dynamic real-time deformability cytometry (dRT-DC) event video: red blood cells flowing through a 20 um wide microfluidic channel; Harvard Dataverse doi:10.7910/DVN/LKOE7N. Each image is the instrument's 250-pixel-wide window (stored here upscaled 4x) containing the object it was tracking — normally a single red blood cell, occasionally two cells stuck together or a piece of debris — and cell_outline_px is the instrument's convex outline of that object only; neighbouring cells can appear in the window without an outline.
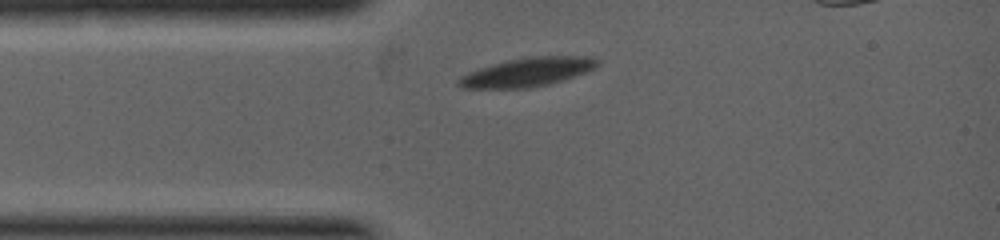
{"species": "common noctule bat (a hibernating species)", "species_latin": "Nyctalus noctula", "temperature_condition": "warm", "stored_images_in_passage": 7, "camera_frame_rate_fps": 5000, "um_per_image_px": 0.085, "animal": {"sex": "female", "body_mass_g": 19.0, "forearm_length_mm": 53.3}, "frame": {"image": 1, "passage_image": 1, "time_ms": 0.0, "image_size_px": [1000, 240], "cell_outline_px": [[600, 64], [584, 72], [548, 84], [528, 88], [460, 88], [456, 84], [456, 80], [460, 76], [468, 72], [492, 64], [508, 60], [528, 56], [592, 56], [600, 60]], "centroid_in_image_um": [44.78, 6.12], "position_along_channel_um": 40.2, "area_um2": 23.18}}
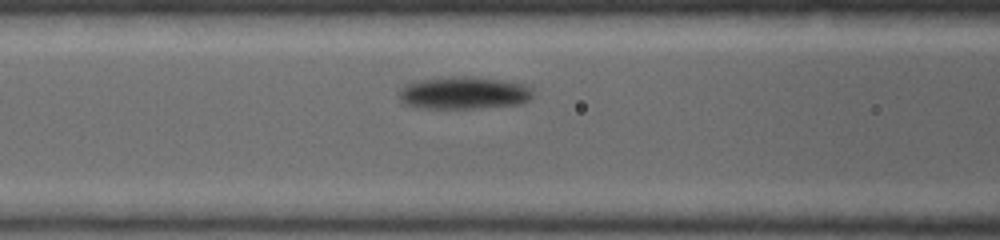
{"frame": {"image": 2, "passage_image": 5, "time_ms": 1.4, "image_size_px": [1000, 240], "cell_outline_px": [[532, 96], [524, 104], [480, 108], [416, 108], [404, 104], [400, 100], [400, 88], [404, 84], [420, 80], [448, 76], [472, 76], [524, 84], [532, 88]], "centroid_in_image_um": [39.41, 7.9], "position_along_channel_um": 127.2, "area_um2": 25.61}}
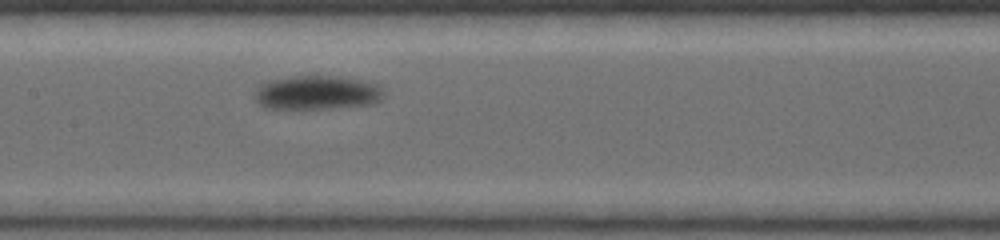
{"frame": {"image": 3, "passage_image": 7, "time_ms": 2.2, "image_size_px": [1000, 240], "cell_outline_px": [[384, 96], [376, 104], [332, 108], [264, 108], [252, 96], [260, 84], [272, 80], [288, 76], [336, 76], [360, 80], [376, 84], [384, 92]], "centroid_in_image_um": [26.94, 7.88], "position_along_channel_um": 180.5, "area_um2": 25.61}}